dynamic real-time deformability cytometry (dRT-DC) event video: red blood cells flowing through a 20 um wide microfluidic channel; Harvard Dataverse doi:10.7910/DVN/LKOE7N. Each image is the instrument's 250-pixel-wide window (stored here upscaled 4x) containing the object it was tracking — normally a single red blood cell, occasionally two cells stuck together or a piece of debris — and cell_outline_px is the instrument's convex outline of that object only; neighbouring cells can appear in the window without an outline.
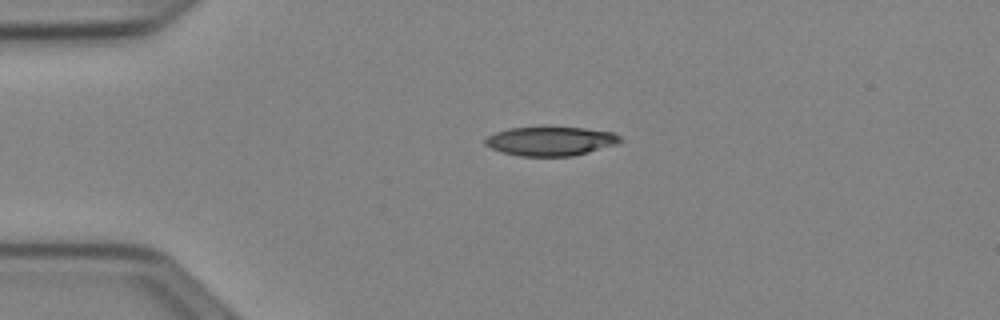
{"species": "Egyptian fruit bat (a non-hibernating species)", "species_latin": "Rousettus aegyptiacus", "temperature_condition": "cold", "stored_images_in_passage": 40, "camera_frame_rate_fps": 3000, "um_per_image_px": 0.085, "animal": {"sex": "female"}, "frame": {"image": 1, "passage_image": 1, "time_ms": 0.0, "image_size_px": [1000, 320], "cell_outline_px": [[620, 140], [616, 144], [588, 152], [572, 156], [520, 156], [504, 152], [492, 148], [484, 144], [484, 140], [488, 136], [496, 132], [508, 128], [584, 128], [612, 132], [620, 136]], "centroid_in_image_um": [46.78, 12.0], "position_along_channel_um": 38.2, "area_um2": 22.37}}
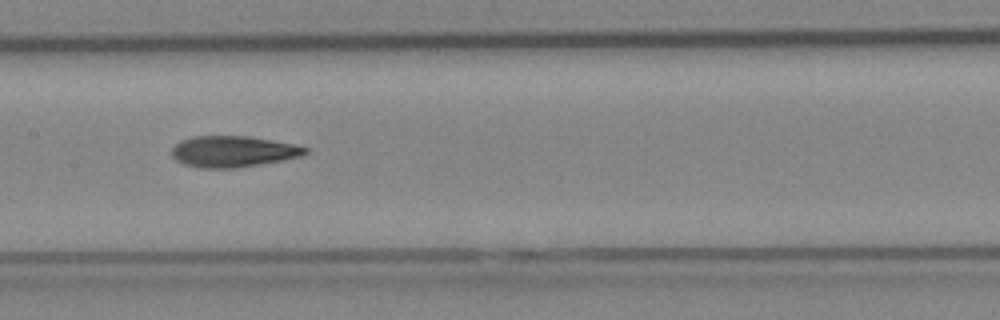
{"frame": {"image": 2, "passage_image": 15, "time_ms": 4.667, "image_size_px": [1000, 320], "cell_outline_px": [[308, 152], [300, 156], [284, 160], [236, 168], [200, 168], [184, 164], [176, 160], [172, 156], [172, 148], [180, 140], [192, 136], [248, 136], [272, 140], [292, 144], [308, 148]], "centroid_in_image_um": [19.78, 12.88], "position_along_channel_um": 187.6, "area_um2": 24.22}}
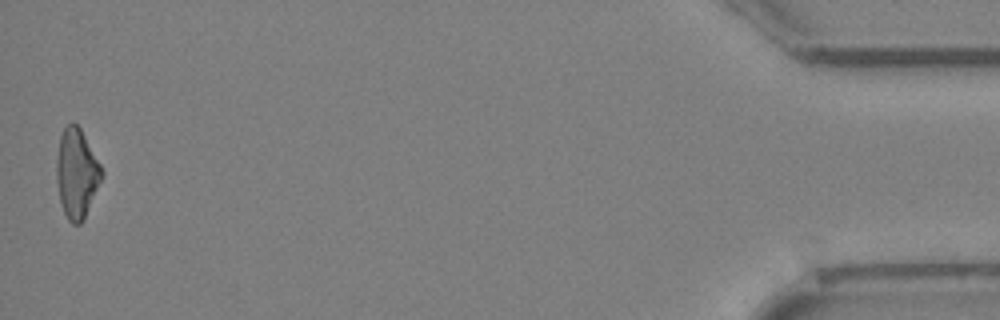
{"frame": {"image": 3, "passage_image": 40, "time_ms": 13.0, "image_size_px": [1000, 320], "cell_outline_px": [[104, 172], [84, 220], [80, 224], [72, 224], [68, 220], [64, 212], [60, 200], [56, 180], [56, 160], [60, 136], [64, 128], [72, 120], [80, 128], [100, 164]], "centroid_in_image_um": [6.5, 14.74], "position_along_channel_um": 428.7, "area_um2": 23.41}, "authors_computed_cell_mechanics": {"area_um2": 23.8136, "velocity_mm_per_s": 3.973, "shape_relaxation_time_tau1_ms": 5.7896, "shape_relaxation_time_tau2_ms": 3.8531, "deformation_change_tau1": 0.1564, "deformation_change_tau2": 0.1292}}